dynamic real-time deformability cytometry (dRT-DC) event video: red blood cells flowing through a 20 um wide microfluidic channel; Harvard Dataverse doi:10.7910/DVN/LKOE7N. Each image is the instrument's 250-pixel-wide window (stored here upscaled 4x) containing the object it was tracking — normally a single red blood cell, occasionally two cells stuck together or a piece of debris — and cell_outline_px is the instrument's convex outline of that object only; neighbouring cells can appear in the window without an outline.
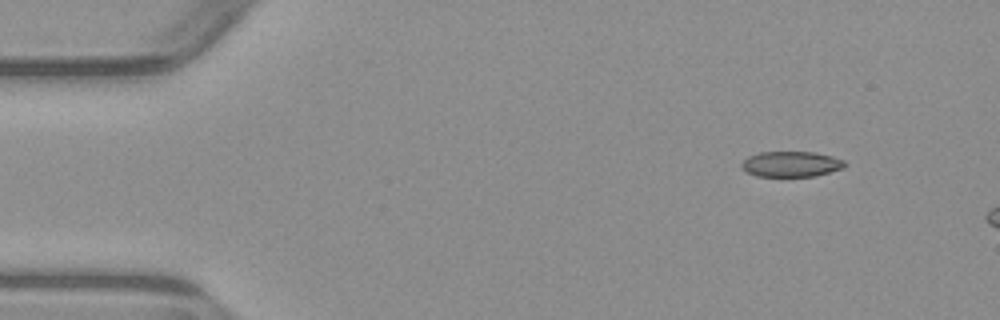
{"species": "common noctule bat (a hibernating species)", "species_latin": "Nyctalus noctula", "temperature_condition": "warm", "stored_images_in_passage": 3, "camera_frame_rate_fps": 3000, "um_per_image_px": 0.085, "animal": {"sex": "male", "body_mass_g": 23.1, "forearm_length_mm": 52.7}, "frame": {"image": 1, "passage_image": 1, "time_ms": 0.0, "image_size_px": [1000, 320], "cell_outline_px": [[848, 164], [844, 168], [816, 176], [756, 176], [748, 172], [740, 164], [748, 156], [760, 152], [816, 152], [832, 156], [844, 160]], "centroid_in_image_um": [67.3, 13.94], "position_along_channel_um": 17.7, "area_um2": 15.37}}